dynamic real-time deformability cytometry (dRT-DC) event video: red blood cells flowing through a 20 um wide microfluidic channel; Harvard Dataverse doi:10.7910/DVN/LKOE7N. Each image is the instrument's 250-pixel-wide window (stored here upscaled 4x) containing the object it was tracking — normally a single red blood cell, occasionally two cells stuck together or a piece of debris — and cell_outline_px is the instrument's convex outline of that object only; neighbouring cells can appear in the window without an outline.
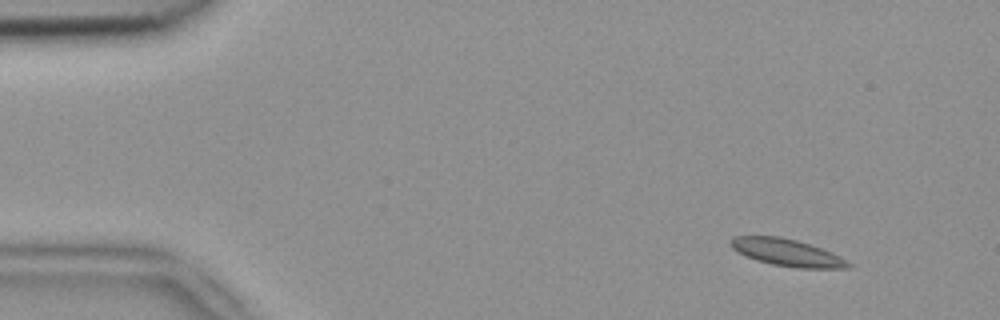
{"species": "common noctule bat (a hibernating species)", "species_latin": "Nyctalus noctula", "temperature_condition": "room temperature", "stored_images_in_passage": 4, "camera_frame_rate_fps": 3000, "um_per_image_px": 0.085, "animal": {"sex": "female", "body_mass_g": 18.4}, "frame": {"image": 1, "passage_image": 2, "time_ms": 0.333, "image_size_px": [1000, 320], "cell_outline_px": [[852, 264], [848, 268], [796, 268], [772, 264], [756, 260], [736, 252], [732, 248], [732, 240], [736, 236], [780, 236], [796, 240], [832, 252], [840, 256]], "centroid_in_image_um": [66.91, 21.47], "position_along_channel_um": 18.1, "area_um2": 18.38}}